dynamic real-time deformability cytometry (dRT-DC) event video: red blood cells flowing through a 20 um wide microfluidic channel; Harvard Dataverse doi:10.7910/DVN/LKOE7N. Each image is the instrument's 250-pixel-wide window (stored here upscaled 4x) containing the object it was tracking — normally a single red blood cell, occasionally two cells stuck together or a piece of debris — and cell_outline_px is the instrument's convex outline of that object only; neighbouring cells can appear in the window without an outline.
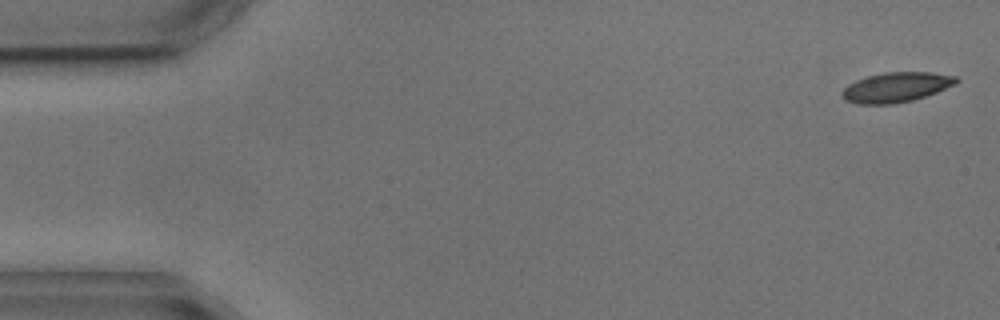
{"species": "common noctule bat (a hibernating species)", "species_latin": "Nyctalus noctula", "temperature_condition": "cold", "stored_images_in_passage": 4, "camera_frame_rate_fps": 3000, "um_per_image_px": 0.085, "animal": {"sex": "male", "body_mass_g": 17.9, "forearm_length_mm": 54.2}, "frame": {"image": 1, "passage_image": 1, "time_ms": 0.0, "image_size_px": [1000, 320], "cell_outline_px": [[960, 80], [956, 84], [936, 92], [912, 100], [892, 104], [856, 104], [844, 100], [840, 96], [840, 92], [848, 84], [856, 80], [868, 76], [884, 72], [932, 72], [956, 76]], "centroid_in_image_um": [76.14, 7.41], "position_along_channel_um": 8.9, "area_um2": 20.0}}